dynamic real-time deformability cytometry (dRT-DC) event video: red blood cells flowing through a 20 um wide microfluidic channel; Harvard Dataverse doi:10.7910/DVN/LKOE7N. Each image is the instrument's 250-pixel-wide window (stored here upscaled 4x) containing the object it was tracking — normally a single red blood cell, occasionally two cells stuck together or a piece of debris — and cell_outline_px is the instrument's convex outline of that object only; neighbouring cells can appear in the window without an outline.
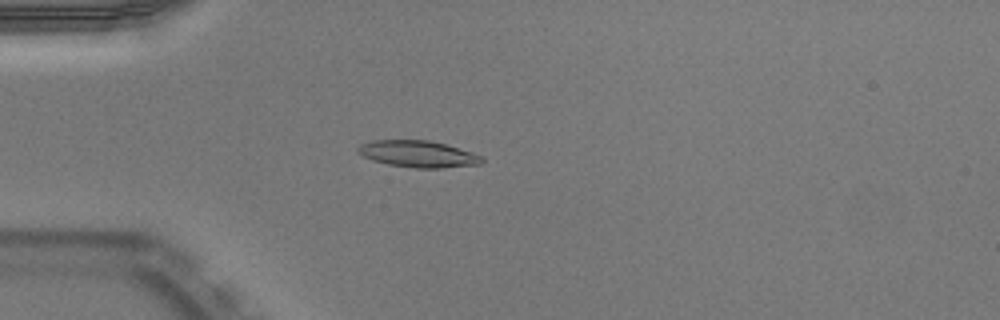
{"species": "Egyptian fruit bat (a non-hibernating species)", "species_latin": "Rousettus aegyptiacus", "temperature_condition": "warm", "stored_images_in_passage": 44, "segment_of_instrument_passage": [1, 2], "camera_frame_rate_fps": 3000, "um_per_image_px": 0.085, "animal": {"sex": "male"}, "frame": {"image": 1, "passage_image": 7, "time_ms": 2.0, "image_size_px": [1000, 320], "cell_outline_px": [[484, 160], [480, 164], [440, 168], [416, 168], [388, 164], [372, 160], [356, 152], [356, 148], [360, 144], [372, 140], [428, 140], [448, 144], [472, 152], [480, 156]], "centroid_in_image_um": [35.51, 13.08], "position_along_channel_um": 49.5, "area_um2": 19.31}}
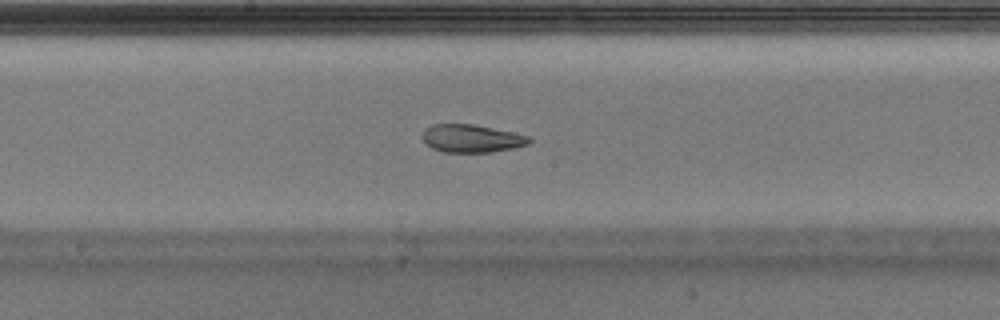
{"frame": {"image": 2, "passage_image": 20, "time_ms": 6.333, "image_size_px": [1000, 320], "cell_outline_px": [[532, 140], [528, 144], [512, 148], [492, 152], [444, 152], [432, 148], [424, 144], [420, 136], [432, 124], [472, 124], [532, 136]], "centroid_in_image_um": [40.07, 11.77], "position_along_channel_um": 208.1, "area_um2": 17.4}}